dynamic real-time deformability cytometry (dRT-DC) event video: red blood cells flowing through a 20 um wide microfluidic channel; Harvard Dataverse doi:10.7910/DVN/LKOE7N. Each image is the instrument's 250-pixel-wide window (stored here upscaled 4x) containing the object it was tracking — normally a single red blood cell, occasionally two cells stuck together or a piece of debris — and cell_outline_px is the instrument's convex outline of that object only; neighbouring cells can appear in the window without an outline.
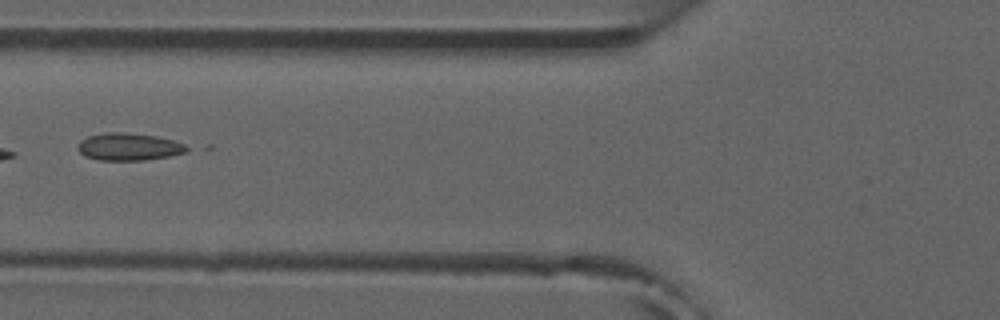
{"species": "common noctule bat (a hibernating species)", "species_latin": "Nyctalus noctula", "temperature_condition": "room temperature", "stored_images_in_passage": 6, "camera_frame_rate_fps": 3000, "um_per_image_px": 0.085, "animal": {"sex": "male", "forearm_length_mm": 52.5}, "frame": {"image": 1, "passage_image": 6, "time_ms": 5.667, "image_size_px": [1000, 320], "cell_outline_px": [[192, 148], [188, 152], [168, 156], [144, 160], [96, 160], [84, 156], [80, 152], [80, 140], [88, 136], [104, 132], [120, 132], [156, 136], [172, 140], [184, 144]], "centroid_in_image_um": [10.98, 12.48], "position_along_channel_um": 114.8, "area_um2": 17.34}}